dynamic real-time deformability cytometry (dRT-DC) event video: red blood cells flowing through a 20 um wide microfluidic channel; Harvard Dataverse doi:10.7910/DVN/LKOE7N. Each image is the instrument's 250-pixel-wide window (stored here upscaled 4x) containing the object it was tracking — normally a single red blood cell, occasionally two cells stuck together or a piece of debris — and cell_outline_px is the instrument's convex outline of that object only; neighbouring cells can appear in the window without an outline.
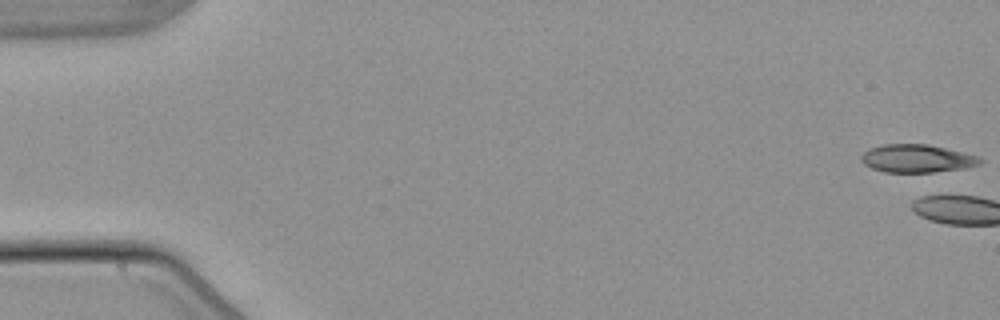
{"species": "common noctule bat (a hibernating species)", "species_latin": "Nyctalus noctula", "temperature_condition": "warm", "stored_images_in_passage": 1, "camera_frame_rate_fps": 3000, "um_per_image_px": 0.085, "animal": {"sex": "male", "body_mass_g": 21.5, "forearm_length_mm": 52.0}, "frame": {"image": 1, "passage_image": 1, "time_ms": 0.0, "image_size_px": [1000, 320], "cell_outline_px": [[984, 160], [980, 164], [964, 168], [932, 172], [884, 172], [872, 168], [864, 164], [860, 160], [860, 156], [868, 148], [884, 144], [928, 144], [976, 156]], "centroid_in_image_um": [77.88, 13.47], "position_along_channel_um": 7.1, "area_um2": 19.25}}